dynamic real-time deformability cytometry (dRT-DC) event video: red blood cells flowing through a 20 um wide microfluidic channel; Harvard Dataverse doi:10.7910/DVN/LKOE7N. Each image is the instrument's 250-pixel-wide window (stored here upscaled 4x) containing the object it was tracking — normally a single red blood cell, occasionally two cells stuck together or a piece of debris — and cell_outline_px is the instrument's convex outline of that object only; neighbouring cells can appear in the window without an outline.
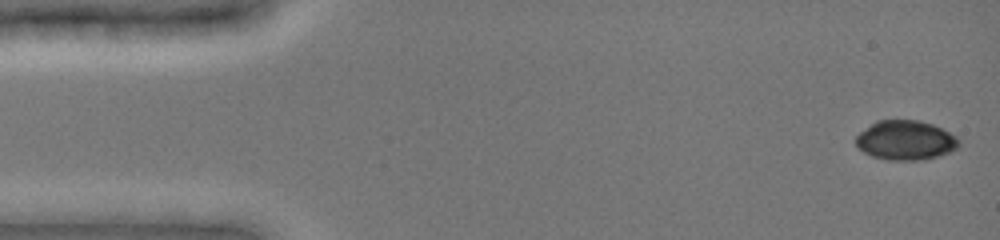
{"species": "common noctule bat (a hibernating species)", "species_latin": "Nyctalus noctula", "temperature_condition": "cold", "stored_images_in_passage": 11, "camera_frame_rate_fps": 3000, "um_per_image_px": 0.085, "animal": {"sex": "female", "body_mass_g": 19.0, "forearm_length_mm": 51.5}, "frame": {"image": 1, "passage_image": 1, "time_ms": 0.0, "image_size_px": [1000, 240], "cell_outline_px": [[960, 148], [940, 156], [924, 160], [888, 160], [872, 156], [864, 152], [856, 144], [856, 136], [860, 132], [876, 120], [920, 120], [932, 124], [956, 136], [960, 140]], "centroid_in_image_um": [77.01, 11.93], "position_along_channel_um": 8.0, "area_um2": 23.87}}
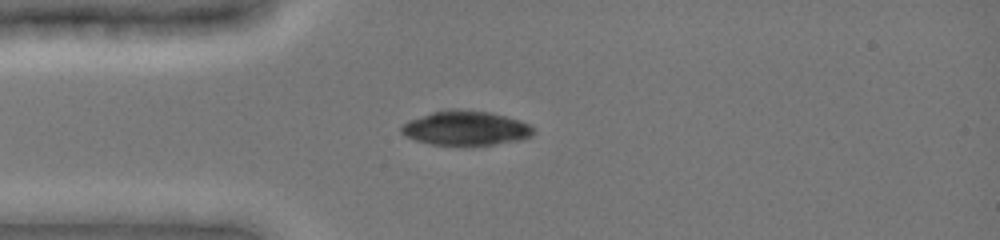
{"frame": {"image": 2, "passage_image": 6, "time_ms": 3.667, "image_size_px": [1000, 240], "cell_outline_px": [[536, 132], [532, 136], [520, 140], [492, 144], [432, 144], [416, 140], [404, 136], [400, 132], [400, 128], [408, 120], [432, 112], [452, 108], [460, 108], [488, 112], [520, 120], [536, 128]], "centroid_in_image_um": [39.6, 10.87], "position_along_channel_um": 45.4, "area_um2": 26.41}}
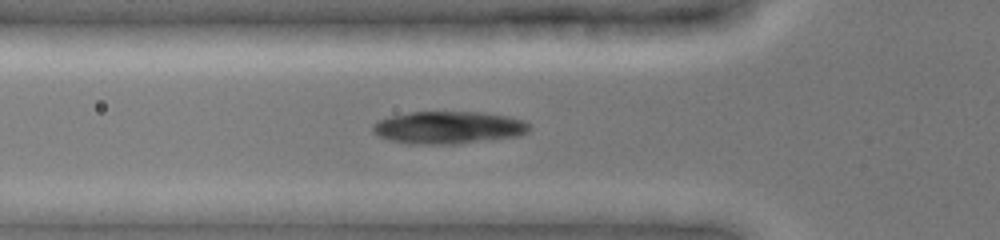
{"frame": {"image": 3, "passage_image": 8, "time_ms": 5.0, "image_size_px": [1000, 240], "cell_outline_px": [[528, 132], [520, 136], [460, 144], [408, 144], [388, 140], [372, 132], [372, 124], [376, 120], [388, 116], [408, 112], [484, 112], [508, 116], [524, 120], [528, 124]], "centroid_in_image_um": [38.08, 10.84], "position_along_channel_um": 87.7, "area_um2": 30.11}}